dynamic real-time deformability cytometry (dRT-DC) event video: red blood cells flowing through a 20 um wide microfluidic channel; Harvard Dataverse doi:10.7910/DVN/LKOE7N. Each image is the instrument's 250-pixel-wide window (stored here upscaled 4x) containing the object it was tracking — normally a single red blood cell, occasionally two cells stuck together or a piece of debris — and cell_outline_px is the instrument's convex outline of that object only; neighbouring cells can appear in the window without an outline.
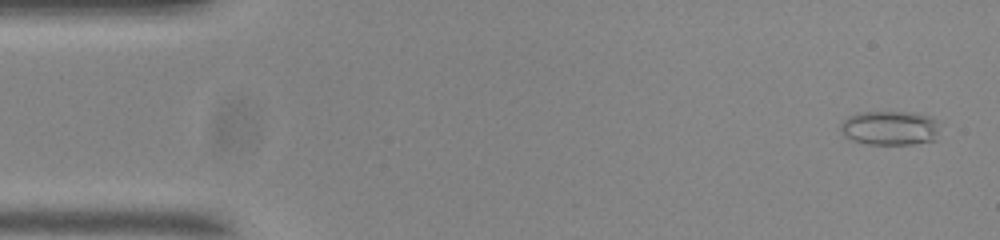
{"species": "common noctule bat (a hibernating species)", "species_latin": "Nyctalus noctula", "temperature_condition": "room temperature", "stored_images_in_passage": 54, "camera_frame_rate_fps": 3000, "um_per_image_px": 0.085, "animal": {"sex": "male", "body_mass_g": 20.0, "forearm_length_mm": 53.3}, "frame": {"image": 1, "passage_image": 2, "time_ms": 0.333, "image_size_px": [1000, 240], "cell_outline_px": [[936, 140], [912, 144], [868, 144], [852, 140], [844, 136], [840, 128], [840, 124], [848, 116], [860, 112], [912, 112], [932, 116], [936, 120]], "centroid_in_image_um": [75.61, 10.87], "position_along_channel_um": 9.4, "area_um2": 19.83}}
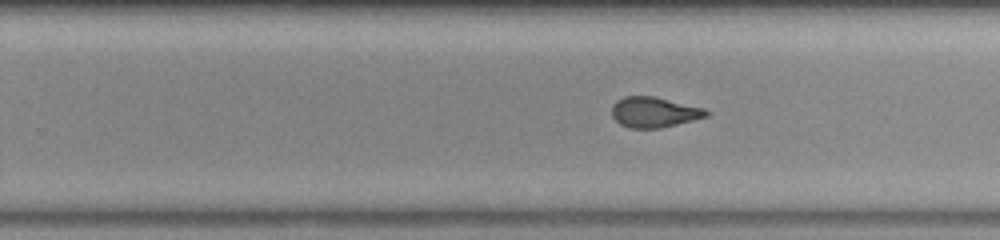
{"frame": {"image": 2, "passage_image": 33, "time_ms": 10.667, "image_size_px": [1000, 240], "cell_outline_px": [[712, 112], [708, 116], [660, 128], [628, 128], [620, 124], [612, 116], [612, 104], [616, 100], [624, 96], [656, 96], [704, 108]], "centroid_in_image_um": [55.6, 9.52], "position_along_channel_um": 274.2, "area_um2": 16.88}}
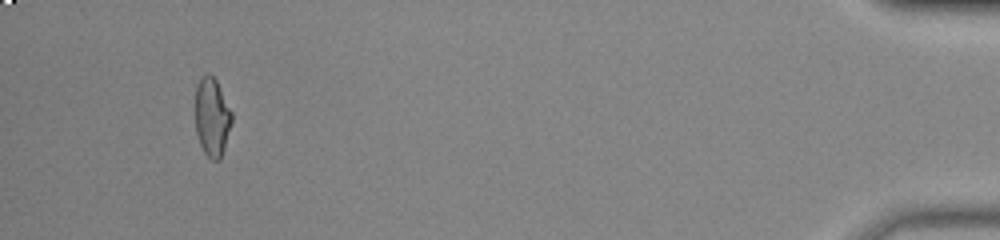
{"frame": {"image": 3, "passage_image": 51, "time_ms": 16.667, "image_size_px": [1000, 240], "cell_outline_px": [[232, 124], [220, 160], [212, 160], [204, 152], [200, 144], [196, 132], [196, 84], [208, 72], [216, 80], [232, 112]], "centroid_in_image_um": [18.03, 9.97], "position_along_channel_um": 417.2, "area_um2": 16.59}, "authors_computed_cell_mechanics": {"area_um2": 17.5423, "velocity_mm_per_s": 3.7147, "shape_relaxation_time_tau1_ms": null, "shape_relaxation_time_tau2_ms": 1.1115, "deformation_change_tau1": null, "deformation_change_tau2": 0.0688}}